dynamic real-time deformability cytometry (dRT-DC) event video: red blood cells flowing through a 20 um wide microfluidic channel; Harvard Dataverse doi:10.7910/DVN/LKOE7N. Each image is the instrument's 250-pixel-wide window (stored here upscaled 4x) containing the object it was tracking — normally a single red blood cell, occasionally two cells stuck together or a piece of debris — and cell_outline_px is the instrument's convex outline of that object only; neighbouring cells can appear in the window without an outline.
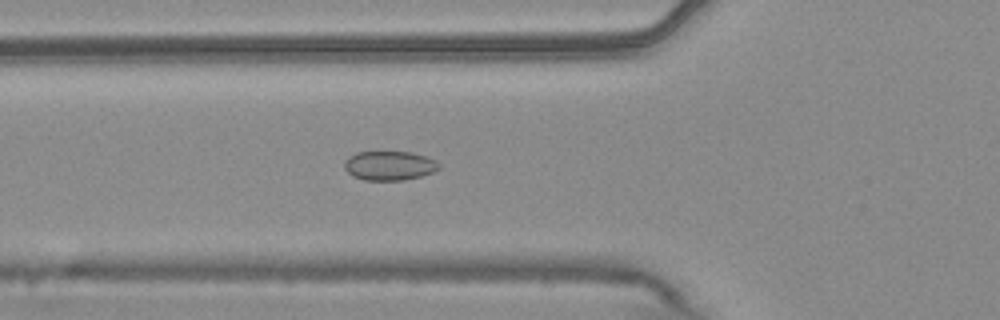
{"species": "common noctule bat (a hibernating species)", "species_latin": "Nyctalus noctula", "temperature_condition": "warm", "stored_images_in_passage": 50, "camera_frame_rate_fps": 3000, "um_per_image_px": 0.085, "animal": {"sex": "male", "body_mass_g": 20.4}, "frame": {"image": 1, "passage_image": 16, "time_ms": 5.0, "image_size_px": [1000, 320], "cell_outline_px": [[440, 168], [432, 172], [420, 176], [404, 180], [364, 180], [352, 176], [344, 168], [344, 164], [348, 156], [356, 152], [412, 152], [436, 160], [440, 164]], "centroid_in_image_um": [33.08, 14.08], "position_along_channel_um": 92.7, "area_um2": 16.13}}
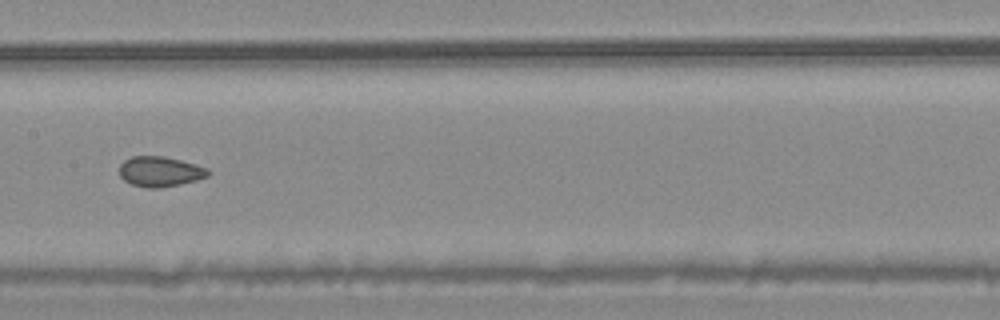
{"frame": {"image": 2, "passage_image": 24, "time_ms": 7.667, "image_size_px": [1000, 320], "cell_outline_px": [[212, 172], [208, 176], [196, 180], [180, 184], [160, 188], [148, 188], [132, 184], [124, 180], [120, 176], [120, 164], [124, 160], [132, 156], [164, 156], [180, 160], [208, 168]], "centroid_in_image_um": [13.61, 14.58], "position_along_channel_um": 193.8, "area_um2": 15.61}}
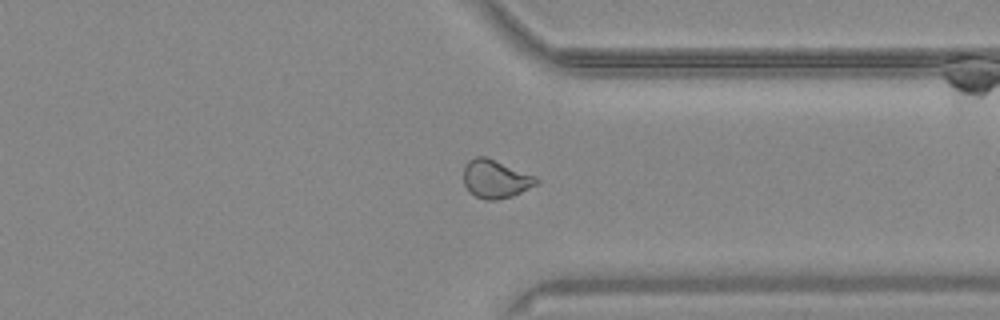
{"frame": {"image": 3, "passage_image": 38, "time_ms": 12.333, "image_size_px": [1000, 320], "cell_outline_px": [[540, 180], [536, 184], [512, 196], [496, 200], [484, 200], [468, 192], [464, 184], [464, 164], [468, 160], [476, 156], [484, 156], [536, 176]], "centroid_in_image_um": [42.08, 15.21], "position_along_channel_um": 369.3, "area_um2": 16.18}, "authors_computed_cell_mechanics": {"area_um2": 16.0973, "velocity_mm_per_s": 3.7735, "shape_relaxation_time_tau1_ms": null, "shape_relaxation_time_tau2_ms": 2.7537, "deformation_change_tau1": null, "deformation_change_tau2": 0.0588}}